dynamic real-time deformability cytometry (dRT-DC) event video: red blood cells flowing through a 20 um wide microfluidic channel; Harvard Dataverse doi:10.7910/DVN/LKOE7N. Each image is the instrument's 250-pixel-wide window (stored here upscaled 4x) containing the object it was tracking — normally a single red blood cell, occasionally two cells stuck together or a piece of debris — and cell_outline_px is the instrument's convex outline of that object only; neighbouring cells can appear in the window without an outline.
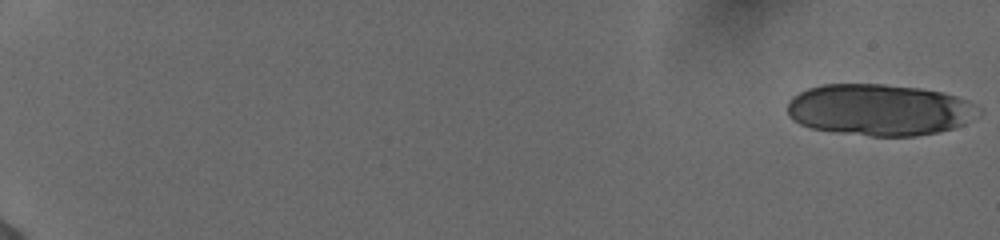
{"species": "human", "species_latin": "Homo sapiens", "temperature_condition": "cold", "stored_images_in_passage": 22, "camera_frame_rate_fps": 3000, "um_per_image_px": 0.085, "donor": {"sex": "female"}, "frame": {"image": 1, "passage_image": 1, "time_ms": 0.0, "image_size_px": [1000, 240], "cell_outline_px": [[984, 112], [964, 124], [956, 128], [916, 136], [872, 136], [840, 132], [812, 128], [800, 124], [792, 120], [788, 116], [788, 100], [792, 96], [808, 88], [824, 84], [884, 84], [920, 88], [944, 92], [968, 100], [976, 104]], "centroid_in_image_um": [74.8, 9.33], "position_along_channel_um": 10.2, "area_um2": 57.8}}
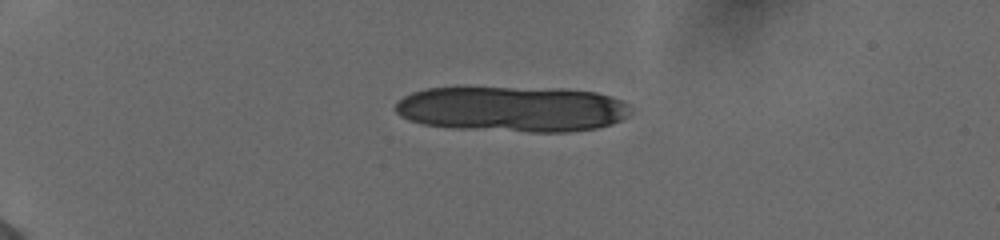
{"frame": {"image": 2, "passage_image": 15, "time_ms": 4.667, "image_size_px": [1000, 240], "cell_outline_px": [[632, 112], [628, 116], [612, 124], [596, 128], [568, 132], [528, 132], [448, 128], [424, 124], [408, 120], [400, 116], [392, 108], [404, 96], [412, 92], [428, 88], [564, 88], [596, 92], [620, 100], [628, 104]], "centroid_in_image_um": [43.55, 9.27], "position_along_channel_um": 41.5, "area_um2": 62.94}}